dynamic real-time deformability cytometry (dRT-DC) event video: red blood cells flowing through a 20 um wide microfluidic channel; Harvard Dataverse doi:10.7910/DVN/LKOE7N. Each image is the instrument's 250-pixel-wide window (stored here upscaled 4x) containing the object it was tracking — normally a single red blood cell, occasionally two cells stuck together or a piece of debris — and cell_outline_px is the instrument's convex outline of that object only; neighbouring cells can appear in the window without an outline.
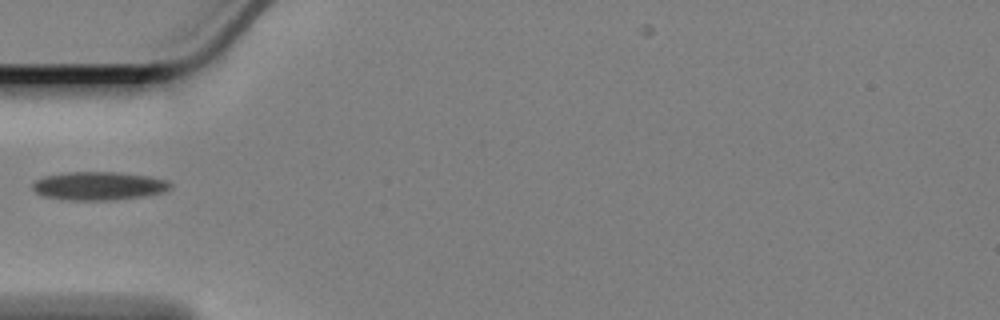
{"species": "Egyptian fruit bat (a non-hibernating species)", "species_latin": "Rousettus aegyptiacus", "temperature_condition": "cold", "stored_images_in_passage": 25, "camera_frame_rate_fps": 3000, "um_per_image_px": 0.085, "animal": {"sex": "female"}, "frame": {"image": 1, "passage_image": 1, "time_ms": 0.0, "image_size_px": [1000, 320], "cell_outline_px": [[172, 184], [164, 192], [144, 196], [112, 200], [68, 200], [44, 196], [36, 192], [32, 188], [32, 184], [36, 180], [44, 176], [68, 172], [112, 172], [148, 176], [164, 180]], "centroid_in_image_um": [8.36, 15.8], "position_along_channel_um": 76.6, "area_um2": 22.54}}
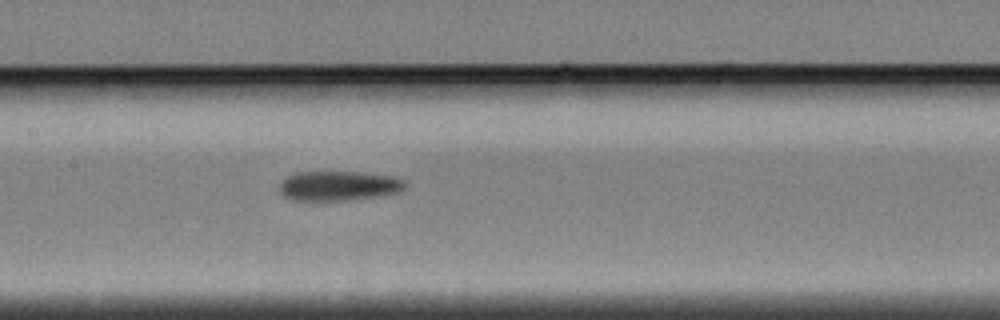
{"frame": {"image": 2, "passage_image": 10, "time_ms": 3.0, "image_size_px": [1000, 320], "cell_outline_px": [[408, 184], [400, 192], [376, 196], [348, 200], [292, 200], [284, 196], [280, 192], [280, 184], [288, 176], [296, 172], [352, 172], [396, 176], [404, 180]], "centroid_in_image_um": [28.82, 15.79], "position_along_channel_um": 178.6, "area_um2": 21.62}}
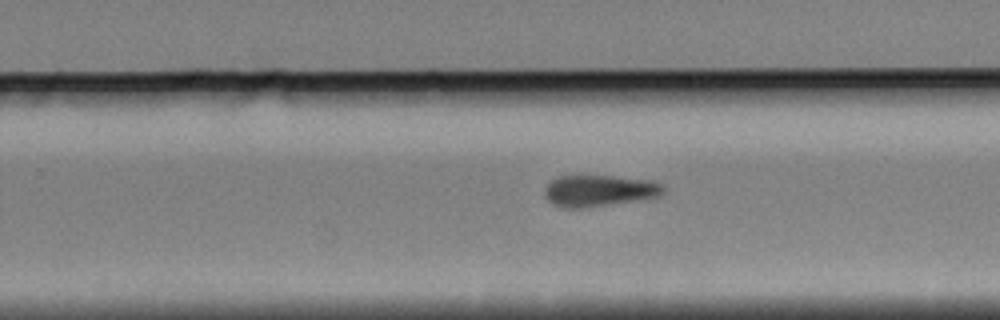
{"frame": {"image": 3, "passage_image": 19, "time_ms": 6.0, "image_size_px": [1000, 320], "cell_outline_px": [[664, 192], [660, 196], [636, 200], [580, 208], [560, 208], [552, 204], [544, 196], [544, 188], [552, 180], [560, 176], [612, 176], [652, 180], [664, 184]], "centroid_in_image_um": [50.92, 16.21], "position_along_channel_um": 278.9, "area_um2": 21.73}}